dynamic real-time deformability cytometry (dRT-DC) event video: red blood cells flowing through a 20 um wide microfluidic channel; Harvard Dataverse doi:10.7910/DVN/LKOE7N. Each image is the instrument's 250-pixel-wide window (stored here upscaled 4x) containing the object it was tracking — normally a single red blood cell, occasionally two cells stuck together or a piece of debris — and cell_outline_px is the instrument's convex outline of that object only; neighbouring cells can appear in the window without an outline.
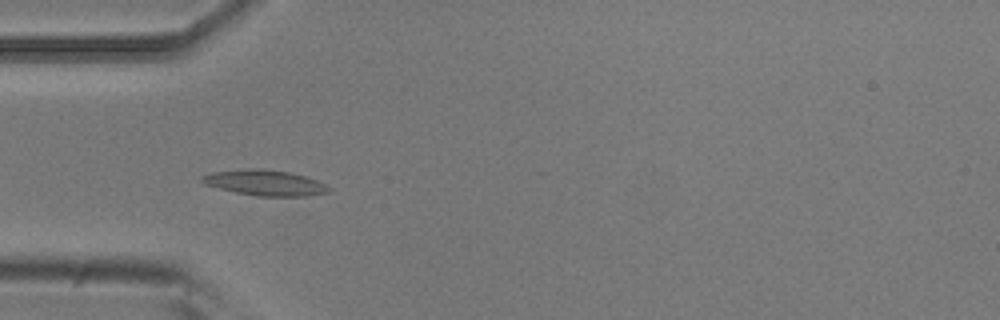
{"species": "common noctule bat (a hibernating species)", "species_latin": "Nyctalus noctula", "temperature_condition": "room temperature", "stored_images_in_passage": 4, "camera_frame_rate_fps": 3000, "um_per_image_px": 0.085, "animal": {"sex": "male", "body_mass_g": 20.5, "forearm_length_mm": 52.5}, "frame": {"image": 1, "passage_image": 3, "time_ms": 0.667, "image_size_px": [1000, 320], "cell_outline_px": [[332, 188], [328, 192], [308, 196], [256, 196], [236, 192], [204, 184], [200, 180], [200, 176], [212, 172], [248, 168], [260, 168], [288, 172], [308, 176]], "centroid_in_image_um": [22.52, 15.53], "position_along_channel_um": 62.5, "area_um2": 18.96}}
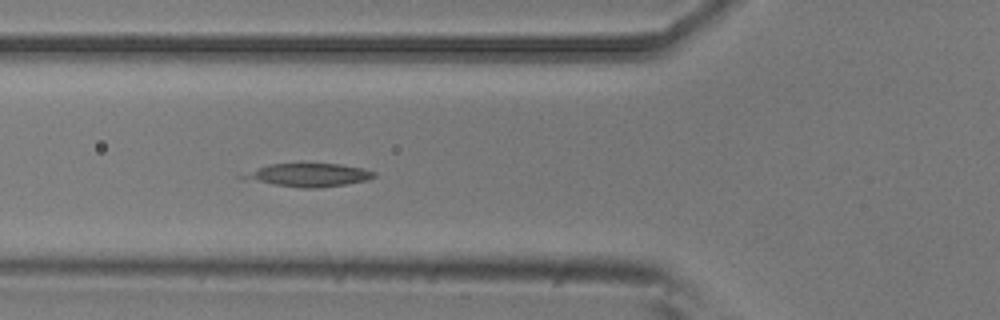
{"frame": {"image": 2, "passage_image": 4, "time_ms": 1.0, "image_size_px": [1000, 320], "cell_outline_px": [[376, 176], [368, 180], [344, 184], [316, 188], [304, 188], [272, 184], [244, 180], [236, 176], [268, 164], [340, 164], [364, 168], [376, 172]], "centroid_in_image_um": [26.19, 14.87], "position_along_channel_um": 99.6, "area_um2": 17.74}}